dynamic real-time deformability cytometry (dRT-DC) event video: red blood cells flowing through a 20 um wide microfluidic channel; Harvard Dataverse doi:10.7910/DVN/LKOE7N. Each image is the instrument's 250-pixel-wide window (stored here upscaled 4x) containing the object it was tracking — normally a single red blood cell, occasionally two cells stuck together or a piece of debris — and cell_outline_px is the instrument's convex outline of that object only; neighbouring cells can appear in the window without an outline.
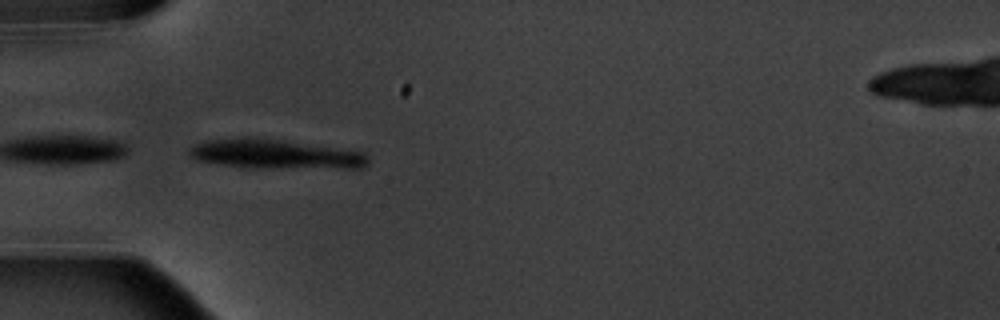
{"species": "common noctule bat (a hibernating species)", "species_latin": "Nyctalus noctula", "temperature_condition": "warm", "stored_images_in_passage": 2, "camera_frame_rate_fps": 3000, "um_per_image_px": 0.085, "animal": {"sex": "male", "body_mass_g": 20.1, "forearm_length_mm": 53.5}, "frame": {"image": 1, "passage_image": 1, "time_ms": 0.0, "image_size_px": [1000, 320], "cell_outline_px": [[368, 164], [364, 168], [240, 168], [196, 160], [188, 156], [188, 148], [196, 144], [208, 140], [248, 136], [256, 136], [364, 152], [368, 156]], "centroid_in_image_um": [23.34, 13.1], "position_along_channel_um": 61.7, "area_um2": 31.27}}